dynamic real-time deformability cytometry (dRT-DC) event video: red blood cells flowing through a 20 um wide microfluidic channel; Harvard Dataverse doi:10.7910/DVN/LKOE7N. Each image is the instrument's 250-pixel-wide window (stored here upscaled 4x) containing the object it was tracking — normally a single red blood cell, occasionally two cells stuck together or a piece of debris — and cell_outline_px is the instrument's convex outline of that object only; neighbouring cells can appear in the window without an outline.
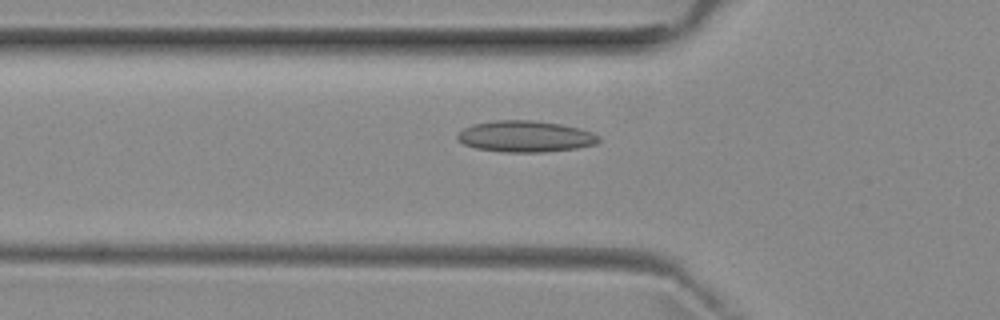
{"species": "common noctule bat (a hibernating species)", "species_latin": "Nyctalus noctula", "temperature_condition": "room temperature", "stored_images_in_passage": 45, "camera_frame_rate_fps": 3000, "um_per_image_px": 0.085, "animal": {"sex": "female", "body_mass_g": 29.2, "forearm_length_mm": 56.3}, "frame": {"image": 1, "passage_image": 17, "time_ms": 5.333, "image_size_px": [1000, 320], "cell_outline_px": [[600, 140], [596, 144], [576, 148], [544, 152], [504, 152], [476, 148], [464, 144], [456, 136], [464, 128], [476, 124], [492, 120], [536, 120], [560, 124], [580, 128], [592, 132], [600, 136]], "centroid_in_image_um": [44.69, 11.59], "position_along_channel_um": 81.1, "area_um2": 25.72}}
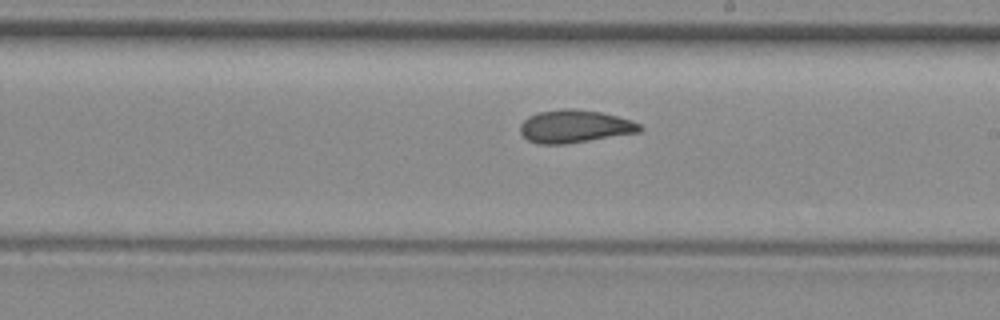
{"frame": {"image": 2, "passage_image": 29, "time_ms": 9.333, "image_size_px": [1000, 320], "cell_outline_px": [[644, 128], [640, 132], [564, 144], [540, 144], [528, 140], [520, 132], [520, 124], [528, 116], [536, 112], [560, 108], [568, 108], [600, 112], [632, 120], [640, 124]], "centroid_in_image_um": [48.83, 10.73], "position_along_channel_um": 240.2, "area_um2": 22.89}}
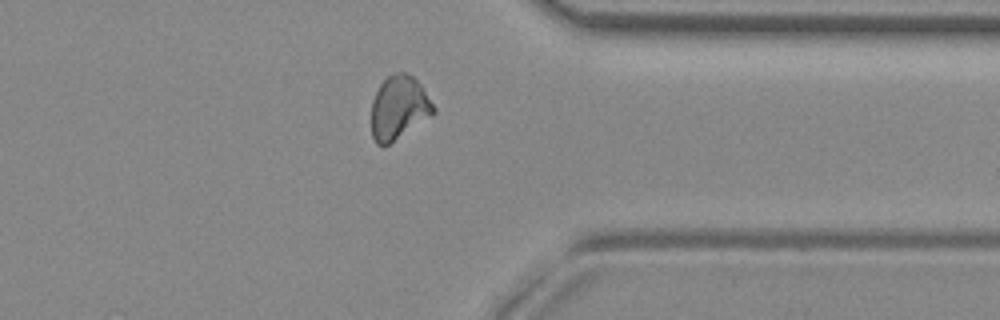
{"frame": {"image": 3, "passage_image": 40, "time_ms": 13.0, "image_size_px": [1000, 320], "cell_outline_px": [[436, 112], [388, 144], [376, 144], [372, 136], [372, 100], [380, 84], [392, 72], [404, 72], [412, 76], [420, 84], [436, 108]], "centroid_in_image_um": [33.89, 9.12], "position_along_channel_um": 377.5, "area_um2": 22.6}}